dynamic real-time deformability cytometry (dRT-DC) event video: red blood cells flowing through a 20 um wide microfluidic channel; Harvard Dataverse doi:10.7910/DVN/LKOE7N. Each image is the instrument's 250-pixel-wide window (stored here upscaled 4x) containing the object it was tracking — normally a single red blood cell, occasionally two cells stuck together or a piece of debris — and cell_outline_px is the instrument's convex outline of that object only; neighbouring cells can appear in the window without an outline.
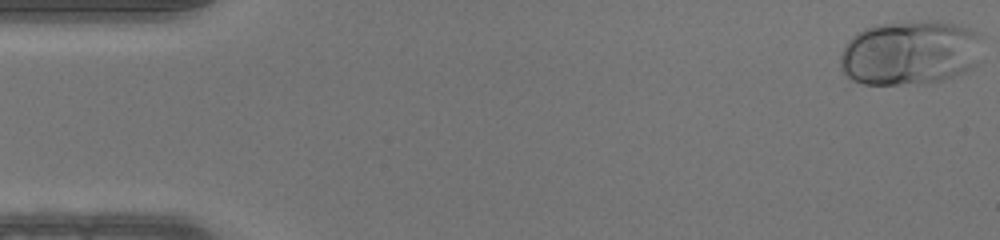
{"species": "human", "species_latin": "Homo sapiens", "temperature_condition": "warm", "stored_images_in_passage": 47, "camera_frame_rate_fps": 3000, "um_per_image_px": 0.085, "donor": {"sex": "male"}, "frame": {"image": 1, "passage_image": 1, "time_ms": 0.0, "image_size_px": [1000, 240], "cell_outline_px": [[980, 60], [972, 68], [964, 72], [940, 80], [924, 84], [864, 84], [852, 80], [840, 68], [840, 56], [848, 40], [856, 32], [864, 28], [880, 24], [936, 20], [952, 24], [980, 32]], "centroid_in_image_um": [77.35, 4.49], "position_along_channel_um": 7.7, "area_um2": 53.64}}
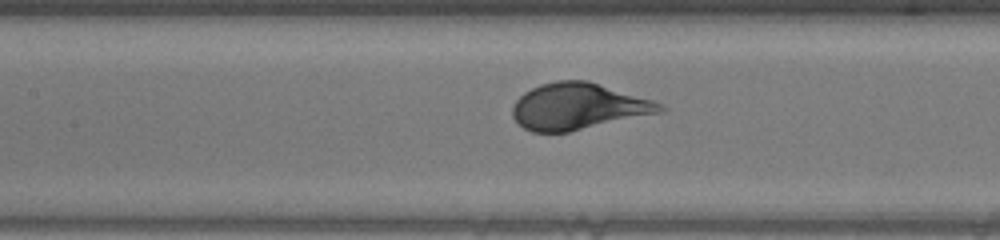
{"frame": {"image": 2, "passage_image": 21, "time_ms": 6.667, "image_size_px": [1000, 240], "cell_outline_px": [[668, 108], [664, 112], [568, 132], [532, 132], [524, 128], [512, 116], [512, 108], [516, 100], [524, 92], [540, 84], [556, 80], [588, 80], [652, 100]], "centroid_in_image_um": [49.15, 9.04], "position_along_channel_um": 158.3, "area_um2": 39.88}}
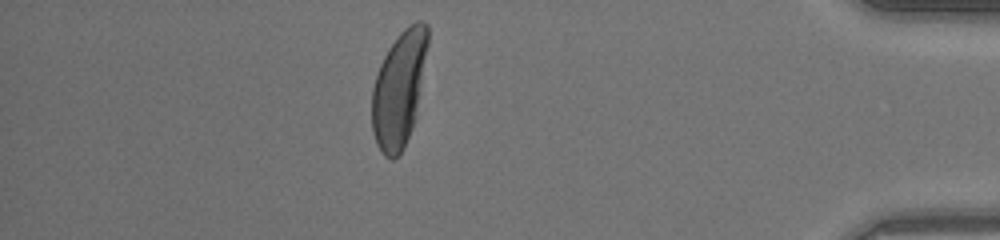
{"frame": {"image": 3, "passage_image": 41, "time_ms": 13.333, "image_size_px": [1000, 240], "cell_outline_px": [[428, 44], [416, 116], [412, 128], [404, 148], [392, 160], [384, 156], [380, 152], [376, 144], [372, 132], [372, 88], [380, 64], [388, 48], [400, 32], [408, 24], [416, 20], [424, 20], [428, 24]], "centroid_in_image_um": [33.92, 7.55], "position_along_channel_um": 401.3, "area_um2": 37.86}}